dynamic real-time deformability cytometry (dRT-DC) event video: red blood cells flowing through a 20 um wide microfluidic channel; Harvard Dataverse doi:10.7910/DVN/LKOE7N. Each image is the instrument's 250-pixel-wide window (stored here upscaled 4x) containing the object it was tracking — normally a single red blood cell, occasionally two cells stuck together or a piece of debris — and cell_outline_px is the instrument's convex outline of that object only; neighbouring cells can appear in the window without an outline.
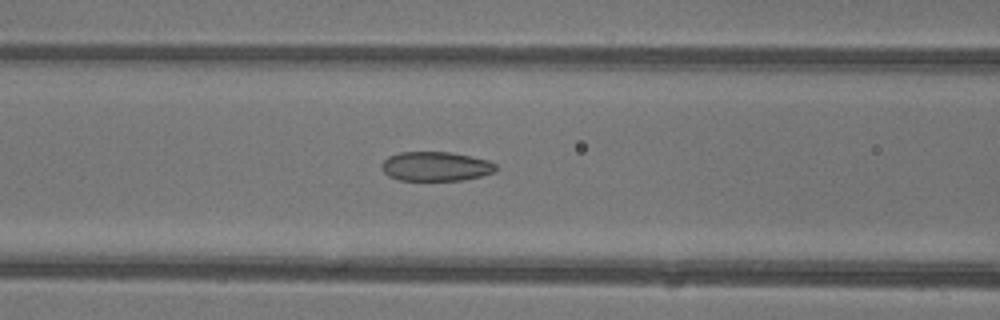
{"species": "common noctule bat (a hibernating species)", "species_latin": "Nyctalus noctula", "temperature_condition": "warm", "stored_images_in_passage": 46, "camera_frame_rate_fps": 3000, "um_per_image_px": 0.085, "animal": {"sex": "female"}, "frame": {"image": 1, "passage_image": 19, "time_ms": 6.0, "image_size_px": [1000, 320], "cell_outline_px": [[496, 172], [480, 176], [460, 180], [400, 180], [388, 176], [384, 172], [380, 164], [388, 156], [400, 152], [452, 152], [488, 160], [496, 164]], "centroid_in_image_um": [37.03, 14.13], "position_along_channel_um": 129.6, "area_um2": 19.54}}
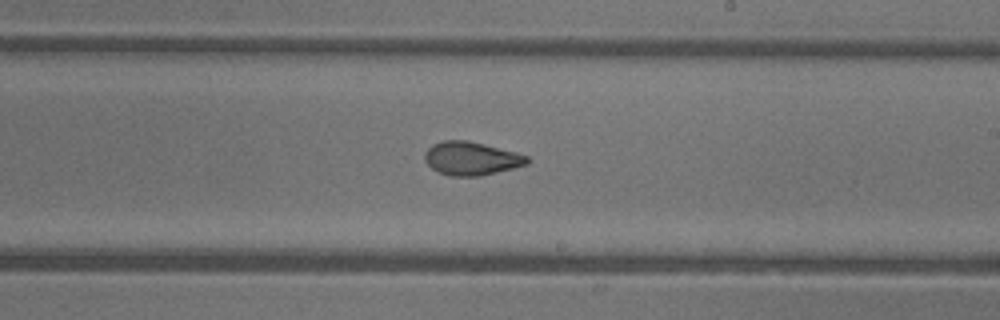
{"frame": {"image": 2, "passage_image": 27, "time_ms": 8.667, "image_size_px": [1000, 320], "cell_outline_px": [[532, 160], [528, 164], [480, 176], [452, 176], [440, 172], [432, 168], [424, 160], [424, 152], [432, 144], [444, 140], [468, 140], [516, 152], [528, 156]], "centroid_in_image_um": [40.07, 13.46], "position_along_channel_um": 248.9, "area_um2": 19.94}}
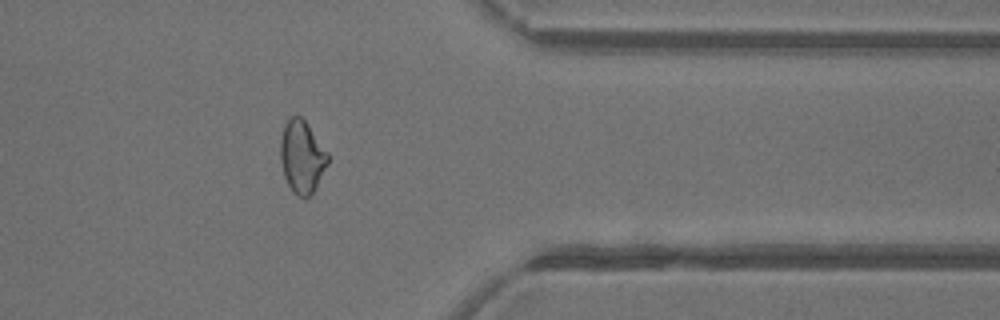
{"frame": {"image": 3, "passage_image": 37, "time_ms": 12.0, "image_size_px": [1000, 320], "cell_outline_px": [[328, 164], [316, 188], [304, 200], [292, 192], [284, 176], [280, 160], [280, 140], [284, 124], [292, 116], [300, 116], [304, 120], [328, 152]], "centroid_in_image_um": [25.66, 13.35], "position_along_channel_um": 385.7, "area_um2": 20.11}, "authors_computed_cell_mechanics": {"area_um2": 20.6346, "velocity_mm_per_s": 4.4932, "shape_relaxation_time_tau1_ms": 9.3152, "shape_relaxation_time_tau2_ms": 1.052, "deformation_change_tau1": 0.2276, "deformation_change_tau2": 0.0623}}